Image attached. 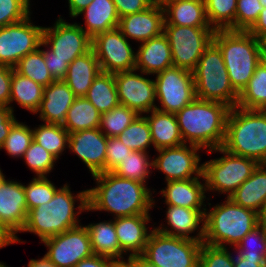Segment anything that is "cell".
I'll use <instances>...</instances> for the list:
<instances>
[{
    "label": "cell",
    "mask_w": 266,
    "mask_h": 267,
    "mask_svg": "<svg viewBox=\"0 0 266 267\" xmlns=\"http://www.w3.org/2000/svg\"><path fill=\"white\" fill-rule=\"evenodd\" d=\"M156 2L160 3V4H163L164 2L166 1H170V0H155Z\"/></svg>",
    "instance_id": "cell-65"
},
{
    "label": "cell",
    "mask_w": 266,
    "mask_h": 267,
    "mask_svg": "<svg viewBox=\"0 0 266 267\" xmlns=\"http://www.w3.org/2000/svg\"><path fill=\"white\" fill-rule=\"evenodd\" d=\"M211 27L164 25L172 52L173 66L193 72L205 49L213 41Z\"/></svg>",
    "instance_id": "cell-11"
},
{
    "label": "cell",
    "mask_w": 266,
    "mask_h": 267,
    "mask_svg": "<svg viewBox=\"0 0 266 267\" xmlns=\"http://www.w3.org/2000/svg\"><path fill=\"white\" fill-rule=\"evenodd\" d=\"M0 233L11 243H26L19 239L18 235H16L3 221L0 215Z\"/></svg>",
    "instance_id": "cell-57"
},
{
    "label": "cell",
    "mask_w": 266,
    "mask_h": 267,
    "mask_svg": "<svg viewBox=\"0 0 266 267\" xmlns=\"http://www.w3.org/2000/svg\"><path fill=\"white\" fill-rule=\"evenodd\" d=\"M195 95L201 100L221 102L233 108L239 94L233 89L222 52L212 41L193 71Z\"/></svg>",
    "instance_id": "cell-7"
},
{
    "label": "cell",
    "mask_w": 266,
    "mask_h": 267,
    "mask_svg": "<svg viewBox=\"0 0 266 267\" xmlns=\"http://www.w3.org/2000/svg\"><path fill=\"white\" fill-rule=\"evenodd\" d=\"M119 17L141 12L149 8L155 0H112Z\"/></svg>",
    "instance_id": "cell-50"
},
{
    "label": "cell",
    "mask_w": 266,
    "mask_h": 267,
    "mask_svg": "<svg viewBox=\"0 0 266 267\" xmlns=\"http://www.w3.org/2000/svg\"><path fill=\"white\" fill-rule=\"evenodd\" d=\"M80 15H84V26L78 24L92 39L97 34L117 28L119 25L120 17L112 0H93L78 14Z\"/></svg>",
    "instance_id": "cell-30"
},
{
    "label": "cell",
    "mask_w": 266,
    "mask_h": 267,
    "mask_svg": "<svg viewBox=\"0 0 266 267\" xmlns=\"http://www.w3.org/2000/svg\"><path fill=\"white\" fill-rule=\"evenodd\" d=\"M117 261L108 257L93 254L92 256L82 259L74 267H121Z\"/></svg>",
    "instance_id": "cell-54"
},
{
    "label": "cell",
    "mask_w": 266,
    "mask_h": 267,
    "mask_svg": "<svg viewBox=\"0 0 266 267\" xmlns=\"http://www.w3.org/2000/svg\"><path fill=\"white\" fill-rule=\"evenodd\" d=\"M137 69L114 73L119 102L129 109L144 115L156 108V91L154 79L149 74Z\"/></svg>",
    "instance_id": "cell-17"
},
{
    "label": "cell",
    "mask_w": 266,
    "mask_h": 267,
    "mask_svg": "<svg viewBox=\"0 0 266 267\" xmlns=\"http://www.w3.org/2000/svg\"><path fill=\"white\" fill-rule=\"evenodd\" d=\"M202 243L203 241L169 236L153 227L141 255L159 267H199Z\"/></svg>",
    "instance_id": "cell-9"
},
{
    "label": "cell",
    "mask_w": 266,
    "mask_h": 267,
    "mask_svg": "<svg viewBox=\"0 0 266 267\" xmlns=\"http://www.w3.org/2000/svg\"><path fill=\"white\" fill-rule=\"evenodd\" d=\"M31 14L22 21L0 28V65L14 67L42 42L43 26L33 24Z\"/></svg>",
    "instance_id": "cell-13"
},
{
    "label": "cell",
    "mask_w": 266,
    "mask_h": 267,
    "mask_svg": "<svg viewBox=\"0 0 266 267\" xmlns=\"http://www.w3.org/2000/svg\"><path fill=\"white\" fill-rule=\"evenodd\" d=\"M164 25L211 27L204 0H170L162 4Z\"/></svg>",
    "instance_id": "cell-26"
},
{
    "label": "cell",
    "mask_w": 266,
    "mask_h": 267,
    "mask_svg": "<svg viewBox=\"0 0 266 267\" xmlns=\"http://www.w3.org/2000/svg\"><path fill=\"white\" fill-rule=\"evenodd\" d=\"M6 177H5V175L3 174V171H2V169H1V167H0V184L2 183V181L5 179Z\"/></svg>",
    "instance_id": "cell-63"
},
{
    "label": "cell",
    "mask_w": 266,
    "mask_h": 267,
    "mask_svg": "<svg viewBox=\"0 0 266 267\" xmlns=\"http://www.w3.org/2000/svg\"><path fill=\"white\" fill-rule=\"evenodd\" d=\"M132 150L122 143L118 137H108L106 148L105 172H112Z\"/></svg>",
    "instance_id": "cell-49"
},
{
    "label": "cell",
    "mask_w": 266,
    "mask_h": 267,
    "mask_svg": "<svg viewBox=\"0 0 266 267\" xmlns=\"http://www.w3.org/2000/svg\"><path fill=\"white\" fill-rule=\"evenodd\" d=\"M100 72L98 59L94 50L91 49L69 64L67 74L63 80L77 97H83Z\"/></svg>",
    "instance_id": "cell-29"
},
{
    "label": "cell",
    "mask_w": 266,
    "mask_h": 267,
    "mask_svg": "<svg viewBox=\"0 0 266 267\" xmlns=\"http://www.w3.org/2000/svg\"><path fill=\"white\" fill-rule=\"evenodd\" d=\"M204 3L211 28L235 31L237 0H204Z\"/></svg>",
    "instance_id": "cell-38"
},
{
    "label": "cell",
    "mask_w": 266,
    "mask_h": 267,
    "mask_svg": "<svg viewBox=\"0 0 266 267\" xmlns=\"http://www.w3.org/2000/svg\"><path fill=\"white\" fill-rule=\"evenodd\" d=\"M107 139L99 128L69 132L68 148L85 164L91 175L105 172Z\"/></svg>",
    "instance_id": "cell-18"
},
{
    "label": "cell",
    "mask_w": 266,
    "mask_h": 267,
    "mask_svg": "<svg viewBox=\"0 0 266 267\" xmlns=\"http://www.w3.org/2000/svg\"><path fill=\"white\" fill-rule=\"evenodd\" d=\"M244 259H257L266 267V231L258 225L233 248Z\"/></svg>",
    "instance_id": "cell-42"
},
{
    "label": "cell",
    "mask_w": 266,
    "mask_h": 267,
    "mask_svg": "<svg viewBox=\"0 0 266 267\" xmlns=\"http://www.w3.org/2000/svg\"><path fill=\"white\" fill-rule=\"evenodd\" d=\"M13 68L19 74L32 79L43 87L48 86L54 81L45 64L41 48H38L32 53H28Z\"/></svg>",
    "instance_id": "cell-39"
},
{
    "label": "cell",
    "mask_w": 266,
    "mask_h": 267,
    "mask_svg": "<svg viewBox=\"0 0 266 267\" xmlns=\"http://www.w3.org/2000/svg\"><path fill=\"white\" fill-rule=\"evenodd\" d=\"M44 87L34 82L32 79L25 77L13 68L11 80V96L9 107L14 112L12 103H17L19 107L33 113L39 110L43 99Z\"/></svg>",
    "instance_id": "cell-32"
},
{
    "label": "cell",
    "mask_w": 266,
    "mask_h": 267,
    "mask_svg": "<svg viewBox=\"0 0 266 267\" xmlns=\"http://www.w3.org/2000/svg\"><path fill=\"white\" fill-rule=\"evenodd\" d=\"M13 67L0 65V105L9 106Z\"/></svg>",
    "instance_id": "cell-51"
},
{
    "label": "cell",
    "mask_w": 266,
    "mask_h": 267,
    "mask_svg": "<svg viewBox=\"0 0 266 267\" xmlns=\"http://www.w3.org/2000/svg\"><path fill=\"white\" fill-rule=\"evenodd\" d=\"M74 194L68 183L59 187L49 202L27 212L26 222L20 233L30 232L43 241L81 225L79 216L82 212H90L87 189Z\"/></svg>",
    "instance_id": "cell-2"
},
{
    "label": "cell",
    "mask_w": 266,
    "mask_h": 267,
    "mask_svg": "<svg viewBox=\"0 0 266 267\" xmlns=\"http://www.w3.org/2000/svg\"><path fill=\"white\" fill-rule=\"evenodd\" d=\"M43 47L45 48L42 49ZM39 48L44 57H57L70 64L75 58L92 49V38L77 22H66L64 17L59 15L51 27L43 28Z\"/></svg>",
    "instance_id": "cell-10"
},
{
    "label": "cell",
    "mask_w": 266,
    "mask_h": 267,
    "mask_svg": "<svg viewBox=\"0 0 266 267\" xmlns=\"http://www.w3.org/2000/svg\"><path fill=\"white\" fill-rule=\"evenodd\" d=\"M166 207L165 222L167 226L163 223H160L157 227L154 226L157 231L169 236L181 237L194 241L204 240L206 209H189L173 205H167Z\"/></svg>",
    "instance_id": "cell-20"
},
{
    "label": "cell",
    "mask_w": 266,
    "mask_h": 267,
    "mask_svg": "<svg viewBox=\"0 0 266 267\" xmlns=\"http://www.w3.org/2000/svg\"><path fill=\"white\" fill-rule=\"evenodd\" d=\"M91 241V247L94 254L108 257L117 261L121 265H125V253L121 250L115 225L113 220H104L99 223H89L85 225Z\"/></svg>",
    "instance_id": "cell-27"
},
{
    "label": "cell",
    "mask_w": 266,
    "mask_h": 267,
    "mask_svg": "<svg viewBox=\"0 0 266 267\" xmlns=\"http://www.w3.org/2000/svg\"><path fill=\"white\" fill-rule=\"evenodd\" d=\"M95 187L87 189V204L91 212L104 211L113 214V218L151 214L156 206L148 184L121 178L113 172H101L92 175Z\"/></svg>",
    "instance_id": "cell-1"
},
{
    "label": "cell",
    "mask_w": 266,
    "mask_h": 267,
    "mask_svg": "<svg viewBox=\"0 0 266 267\" xmlns=\"http://www.w3.org/2000/svg\"><path fill=\"white\" fill-rule=\"evenodd\" d=\"M125 266L126 267H159L147 261L142 255L129 257Z\"/></svg>",
    "instance_id": "cell-58"
},
{
    "label": "cell",
    "mask_w": 266,
    "mask_h": 267,
    "mask_svg": "<svg viewBox=\"0 0 266 267\" xmlns=\"http://www.w3.org/2000/svg\"><path fill=\"white\" fill-rule=\"evenodd\" d=\"M262 8L259 0H237L235 31H248L258 19Z\"/></svg>",
    "instance_id": "cell-48"
},
{
    "label": "cell",
    "mask_w": 266,
    "mask_h": 267,
    "mask_svg": "<svg viewBox=\"0 0 266 267\" xmlns=\"http://www.w3.org/2000/svg\"><path fill=\"white\" fill-rule=\"evenodd\" d=\"M237 106L249 110H262L266 106V63L263 60L239 94Z\"/></svg>",
    "instance_id": "cell-35"
},
{
    "label": "cell",
    "mask_w": 266,
    "mask_h": 267,
    "mask_svg": "<svg viewBox=\"0 0 266 267\" xmlns=\"http://www.w3.org/2000/svg\"><path fill=\"white\" fill-rule=\"evenodd\" d=\"M260 1V4L262 5V7L266 8V0H259Z\"/></svg>",
    "instance_id": "cell-64"
},
{
    "label": "cell",
    "mask_w": 266,
    "mask_h": 267,
    "mask_svg": "<svg viewBox=\"0 0 266 267\" xmlns=\"http://www.w3.org/2000/svg\"><path fill=\"white\" fill-rule=\"evenodd\" d=\"M144 116L150 127L154 150L184 144L175 114L154 109Z\"/></svg>",
    "instance_id": "cell-28"
},
{
    "label": "cell",
    "mask_w": 266,
    "mask_h": 267,
    "mask_svg": "<svg viewBox=\"0 0 266 267\" xmlns=\"http://www.w3.org/2000/svg\"><path fill=\"white\" fill-rule=\"evenodd\" d=\"M22 159L25 165L36 174V177H48L55 164L58 162L57 158L49 153L43 146L32 141L29 148L25 151Z\"/></svg>",
    "instance_id": "cell-44"
},
{
    "label": "cell",
    "mask_w": 266,
    "mask_h": 267,
    "mask_svg": "<svg viewBox=\"0 0 266 267\" xmlns=\"http://www.w3.org/2000/svg\"><path fill=\"white\" fill-rule=\"evenodd\" d=\"M27 203L23 184L4 179L0 184V215L2 221L17 235L27 218Z\"/></svg>",
    "instance_id": "cell-22"
},
{
    "label": "cell",
    "mask_w": 266,
    "mask_h": 267,
    "mask_svg": "<svg viewBox=\"0 0 266 267\" xmlns=\"http://www.w3.org/2000/svg\"><path fill=\"white\" fill-rule=\"evenodd\" d=\"M11 245V243L0 233V249Z\"/></svg>",
    "instance_id": "cell-62"
},
{
    "label": "cell",
    "mask_w": 266,
    "mask_h": 267,
    "mask_svg": "<svg viewBox=\"0 0 266 267\" xmlns=\"http://www.w3.org/2000/svg\"><path fill=\"white\" fill-rule=\"evenodd\" d=\"M41 243L47 248L45 255L56 267H74L94 254L88 230L82 224Z\"/></svg>",
    "instance_id": "cell-16"
},
{
    "label": "cell",
    "mask_w": 266,
    "mask_h": 267,
    "mask_svg": "<svg viewBox=\"0 0 266 267\" xmlns=\"http://www.w3.org/2000/svg\"><path fill=\"white\" fill-rule=\"evenodd\" d=\"M33 140L58 160L68 148L69 133L61 124L42 123L32 128Z\"/></svg>",
    "instance_id": "cell-36"
},
{
    "label": "cell",
    "mask_w": 266,
    "mask_h": 267,
    "mask_svg": "<svg viewBox=\"0 0 266 267\" xmlns=\"http://www.w3.org/2000/svg\"><path fill=\"white\" fill-rule=\"evenodd\" d=\"M101 113L85 97H77L68 110L63 123L67 132L99 128Z\"/></svg>",
    "instance_id": "cell-34"
},
{
    "label": "cell",
    "mask_w": 266,
    "mask_h": 267,
    "mask_svg": "<svg viewBox=\"0 0 266 267\" xmlns=\"http://www.w3.org/2000/svg\"><path fill=\"white\" fill-rule=\"evenodd\" d=\"M165 183L166 187L159 191L162 198H164L165 205L189 209H206L205 200H211L209 199L210 197L206 196L209 193L206 192L204 178L176 180Z\"/></svg>",
    "instance_id": "cell-23"
},
{
    "label": "cell",
    "mask_w": 266,
    "mask_h": 267,
    "mask_svg": "<svg viewBox=\"0 0 266 267\" xmlns=\"http://www.w3.org/2000/svg\"><path fill=\"white\" fill-rule=\"evenodd\" d=\"M229 111L224 103L195 98L175 114L184 143L205 151L222 147Z\"/></svg>",
    "instance_id": "cell-3"
},
{
    "label": "cell",
    "mask_w": 266,
    "mask_h": 267,
    "mask_svg": "<svg viewBox=\"0 0 266 267\" xmlns=\"http://www.w3.org/2000/svg\"><path fill=\"white\" fill-rule=\"evenodd\" d=\"M257 39L266 41V8H262L254 25L248 30Z\"/></svg>",
    "instance_id": "cell-55"
},
{
    "label": "cell",
    "mask_w": 266,
    "mask_h": 267,
    "mask_svg": "<svg viewBox=\"0 0 266 267\" xmlns=\"http://www.w3.org/2000/svg\"><path fill=\"white\" fill-rule=\"evenodd\" d=\"M28 211L49 202L59 189L48 177H34L24 185Z\"/></svg>",
    "instance_id": "cell-45"
},
{
    "label": "cell",
    "mask_w": 266,
    "mask_h": 267,
    "mask_svg": "<svg viewBox=\"0 0 266 267\" xmlns=\"http://www.w3.org/2000/svg\"><path fill=\"white\" fill-rule=\"evenodd\" d=\"M201 147L186 144L155 150L157 157L152 159V170L164 173L165 182L186 180L192 178H204L202 174L203 164H200Z\"/></svg>",
    "instance_id": "cell-14"
},
{
    "label": "cell",
    "mask_w": 266,
    "mask_h": 267,
    "mask_svg": "<svg viewBox=\"0 0 266 267\" xmlns=\"http://www.w3.org/2000/svg\"><path fill=\"white\" fill-rule=\"evenodd\" d=\"M151 219L150 214L114 218L118 242L121 250L127 255V259L143 253L153 231L151 228L148 230V223H151Z\"/></svg>",
    "instance_id": "cell-21"
},
{
    "label": "cell",
    "mask_w": 266,
    "mask_h": 267,
    "mask_svg": "<svg viewBox=\"0 0 266 267\" xmlns=\"http://www.w3.org/2000/svg\"><path fill=\"white\" fill-rule=\"evenodd\" d=\"M45 64L54 80H63L67 74L69 64L57 57H44Z\"/></svg>",
    "instance_id": "cell-53"
},
{
    "label": "cell",
    "mask_w": 266,
    "mask_h": 267,
    "mask_svg": "<svg viewBox=\"0 0 266 267\" xmlns=\"http://www.w3.org/2000/svg\"><path fill=\"white\" fill-rule=\"evenodd\" d=\"M117 137L132 151L149 152L148 149L154 147L150 127L144 115H139Z\"/></svg>",
    "instance_id": "cell-40"
},
{
    "label": "cell",
    "mask_w": 266,
    "mask_h": 267,
    "mask_svg": "<svg viewBox=\"0 0 266 267\" xmlns=\"http://www.w3.org/2000/svg\"><path fill=\"white\" fill-rule=\"evenodd\" d=\"M230 248L202 243L199 267H234V252Z\"/></svg>",
    "instance_id": "cell-46"
},
{
    "label": "cell",
    "mask_w": 266,
    "mask_h": 267,
    "mask_svg": "<svg viewBox=\"0 0 266 267\" xmlns=\"http://www.w3.org/2000/svg\"><path fill=\"white\" fill-rule=\"evenodd\" d=\"M85 97L101 114L109 112L119 105L114 74L100 72L93 80Z\"/></svg>",
    "instance_id": "cell-33"
},
{
    "label": "cell",
    "mask_w": 266,
    "mask_h": 267,
    "mask_svg": "<svg viewBox=\"0 0 266 267\" xmlns=\"http://www.w3.org/2000/svg\"><path fill=\"white\" fill-rule=\"evenodd\" d=\"M227 152L256 160H266V114L262 110L230 108L222 146Z\"/></svg>",
    "instance_id": "cell-6"
},
{
    "label": "cell",
    "mask_w": 266,
    "mask_h": 267,
    "mask_svg": "<svg viewBox=\"0 0 266 267\" xmlns=\"http://www.w3.org/2000/svg\"><path fill=\"white\" fill-rule=\"evenodd\" d=\"M76 98L64 80H54L44 87L43 99L36 114H39V120L44 123L63 125L66 114Z\"/></svg>",
    "instance_id": "cell-24"
},
{
    "label": "cell",
    "mask_w": 266,
    "mask_h": 267,
    "mask_svg": "<svg viewBox=\"0 0 266 267\" xmlns=\"http://www.w3.org/2000/svg\"><path fill=\"white\" fill-rule=\"evenodd\" d=\"M17 121L16 115L9 106L0 105V148Z\"/></svg>",
    "instance_id": "cell-52"
},
{
    "label": "cell",
    "mask_w": 266,
    "mask_h": 267,
    "mask_svg": "<svg viewBox=\"0 0 266 267\" xmlns=\"http://www.w3.org/2000/svg\"><path fill=\"white\" fill-rule=\"evenodd\" d=\"M6 264L2 261H0V267H4Z\"/></svg>",
    "instance_id": "cell-67"
},
{
    "label": "cell",
    "mask_w": 266,
    "mask_h": 267,
    "mask_svg": "<svg viewBox=\"0 0 266 267\" xmlns=\"http://www.w3.org/2000/svg\"><path fill=\"white\" fill-rule=\"evenodd\" d=\"M33 141L31 126L17 121L11 128L0 150L4 149L11 158H21Z\"/></svg>",
    "instance_id": "cell-43"
},
{
    "label": "cell",
    "mask_w": 266,
    "mask_h": 267,
    "mask_svg": "<svg viewBox=\"0 0 266 267\" xmlns=\"http://www.w3.org/2000/svg\"><path fill=\"white\" fill-rule=\"evenodd\" d=\"M28 267H56L46 255L39 259H31L28 262ZM25 267V266H23Z\"/></svg>",
    "instance_id": "cell-60"
},
{
    "label": "cell",
    "mask_w": 266,
    "mask_h": 267,
    "mask_svg": "<svg viewBox=\"0 0 266 267\" xmlns=\"http://www.w3.org/2000/svg\"><path fill=\"white\" fill-rule=\"evenodd\" d=\"M154 81L159 111L176 114L196 98L191 71L172 66L155 74Z\"/></svg>",
    "instance_id": "cell-12"
},
{
    "label": "cell",
    "mask_w": 266,
    "mask_h": 267,
    "mask_svg": "<svg viewBox=\"0 0 266 267\" xmlns=\"http://www.w3.org/2000/svg\"><path fill=\"white\" fill-rule=\"evenodd\" d=\"M207 152H219L222 156L202 163L206 192L226 194L225 198H229L259 165L254 159L233 155L222 147Z\"/></svg>",
    "instance_id": "cell-8"
},
{
    "label": "cell",
    "mask_w": 266,
    "mask_h": 267,
    "mask_svg": "<svg viewBox=\"0 0 266 267\" xmlns=\"http://www.w3.org/2000/svg\"><path fill=\"white\" fill-rule=\"evenodd\" d=\"M172 66V52L164 33L138 45L135 57L138 71L154 76Z\"/></svg>",
    "instance_id": "cell-25"
},
{
    "label": "cell",
    "mask_w": 266,
    "mask_h": 267,
    "mask_svg": "<svg viewBox=\"0 0 266 267\" xmlns=\"http://www.w3.org/2000/svg\"><path fill=\"white\" fill-rule=\"evenodd\" d=\"M31 5L30 0H0V28L27 18Z\"/></svg>",
    "instance_id": "cell-47"
},
{
    "label": "cell",
    "mask_w": 266,
    "mask_h": 267,
    "mask_svg": "<svg viewBox=\"0 0 266 267\" xmlns=\"http://www.w3.org/2000/svg\"><path fill=\"white\" fill-rule=\"evenodd\" d=\"M229 198L235 204L260 214L266 205V166L259 164Z\"/></svg>",
    "instance_id": "cell-31"
},
{
    "label": "cell",
    "mask_w": 266,
    "mask_h": 267,
    "mask_svg": "<svg viewBox=\"0 0 266 267\" xmlns=\"http://www.w3.org/2000/svg\"><path fill=\"white\" fill-rule=\"evenodd\" d=\"M262 111L266 114V106L262 109Z\"/></svg>",
    "instance_id": "cell-68"
},
{
    "label": "cell",
    "mask_w": 266,
    "mask_h": 267,
    "mask_svg": "<svg viewBox=\"0 0 266 267\" xmlns=\"http://www.w3.org/2000/svg\"><path fill=\"white\" fill-rule=\"evenodd\" d=\"M262 60L266 63V52H264V55H263V59Z\"/></svg>",
    "instance_id": "cell-66"
},
{
    "label": "cell",
    "mask_w": 266,
    "mask_h": 267,
    "mask_svg": "<svg viewBox=\"0 0 266 267\" xmlns=\"http://www.w3.org/2000/svg\"><path fill=\"white\" fill-rule=\"evenodd\" d=\"M69 6V17L77 18L78 14L84 10L93 0H67Z\"/></svg>",
    "instance_id": "cell-56"
},
{
    "label": "cell",
    "mask_w": 266,
    "mask_h": 267,
    "mask_svg": "<svg viewBox=\"0 0 266 267\" xmlns=\"http://www.w3.org/2000/svg\"><path fill=\"white\" fill-rule=\"evenodd\" d=\"M234 255V267H264L257 259H244L237 253Z\"/></svg>",
    "instance_id": "cell-59"
},
{
    "label": "cell",
    "mask_w": 266,
    "mask_h": 267,
    "mask_svg": "<svg viewBox=\"0 0 266 267\" xmlns=\"http://www.w3.org/2000/svg\"><path fill=\"white\" fill-rule=\"evenodd\" d=\"M211 207L207 202L203 242L212 246L235 248L243 237L259 225V214L235 204L230 198Z\"/></svg>",
    "instance_id": "cell-5"
},
{
    "label": "cell",
    "mask_w": 266,
    "mask_h": 267,
    "mask_svg": "<svg viewBox=\"0 0 266 267\" xmlns=\"http://www.w3.org/2000/svg\"><path fill=\"white\" fill-rule=\"evenodd\" d=\"M129 41L118 27L99 33L92 39V49L101 72L114 74L135 69L136 51Z\"/></svg>",
    "instance_id": "cell-15"
},
{
    "label": "cell",
    "mask_w": 266,
    "mask_h": 267,
    "mask_svg": "<svg viewBox=\"0 0 266 267\" xmlns=\"http://www.w3.org/2000/svg\"><path fill=\"white\" fill-rule=\"evenodd\" d=\"M259 225L266 231V205L259 214Z\"/></svg>",
    "instance_id": "cell-61"
},
{
    "label": "cell",
    "mask_w": 266,
    "mask_h": 267,
    "mask_svg": "<svg viewBox=\"0 0 266 267\" xmlns=\"http://www.w3.org/2000/svg\"><path fill=\"white\" fill-rule=\"evenodd\" d=\"M164 22L163 6L155 1L141 12L121 17L118 28L128 40H135L139 44L161 35Z\"/></svg>",
    "instance_id": "cell-19"
},
{
    "label": "cell",
    "mask_w": 266,
    "mask_h": 267,
    "mask_svg": "<svg viewBox=\"0 0 266 267\" xmlns=\"http://www.w3.org/2000/svg\"><path fill=\"white\" fill-rule=\"evenodd\" d=\"M213 42L222 52L233 89L240 94L263 59L264 41L248 31L215 30Z\"/></svg>",
    "instance_id": "cell-4"
},
{
    "label": "cell",
    "mask_w": 266,
    "mask_h": 267,
    "mask_svg": "<svg viewBox=\"0 0 266 267\" xmlns=\"http://www.w3.org/2000/svg\"><path fill=\"white\" fill-rule=\"evenodd\" d=\"M152 169V158L149 152L132 151L112 172L121 178L147 184Z\"/></svg>",
    "instance_id": "cell-37"
},
{
    "label": "cell",
    "mask_w": 266,
    "mask_h": 267,
    "mask_svg": "<svg viewBox=\"0 0 266 267\" xmlns=\"http://www.w3.org/2000/svg\"><path fill=\"white\" fill-rule=\"evenodd\" d=\"M138 116L136 111L119 104L109 112L101 114L99 129L106 137H116Z\"/></svg>",
    "instance_id": "cell-41"
}]
</instances>
